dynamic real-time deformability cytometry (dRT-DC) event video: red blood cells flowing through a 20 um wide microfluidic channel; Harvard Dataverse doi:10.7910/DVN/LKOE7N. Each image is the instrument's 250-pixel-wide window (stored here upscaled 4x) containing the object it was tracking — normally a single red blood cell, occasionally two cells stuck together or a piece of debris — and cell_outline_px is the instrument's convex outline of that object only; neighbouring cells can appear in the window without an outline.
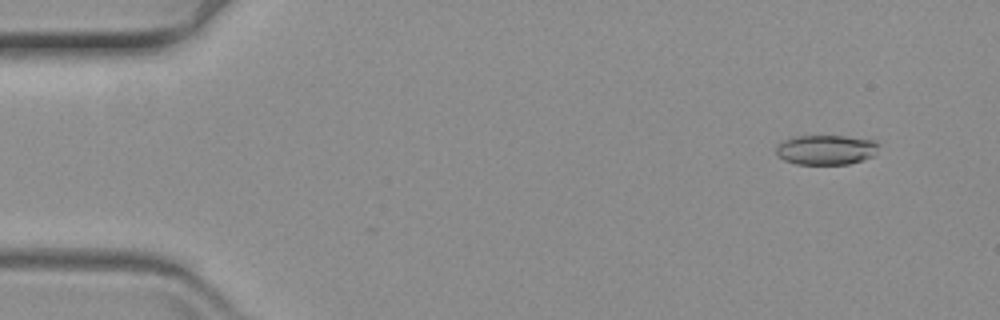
{"species": "common noctule bat (a hibernating species)", "species_latin": "Nyctalus noctula", "temperature_condition": "warm", "stored_images_in_passage": 16, "camera_frame_rate_fps": 3000, "um_per_image_px": 0.085, "animal": {"sex": "female", "body_mass_g": 19.3, "forearm_length_mm": 54.1}, "frame": {"image": 1, "passage_image": 3, "time_ms": 0.667, "image_size_px": [1000, 320], "cell_outline_px": [[880, 144], [872, 156], [864, 160], [848, 164], [796, 164], [784, 160], [776, 152], [776, 144], [784, 140], [796, 136], [844, 136], [872, 140]], "centroid_in_image_um": [70.2, 12.73], "position_along_channel_um": 14.8, "area_um2": 17.74}}